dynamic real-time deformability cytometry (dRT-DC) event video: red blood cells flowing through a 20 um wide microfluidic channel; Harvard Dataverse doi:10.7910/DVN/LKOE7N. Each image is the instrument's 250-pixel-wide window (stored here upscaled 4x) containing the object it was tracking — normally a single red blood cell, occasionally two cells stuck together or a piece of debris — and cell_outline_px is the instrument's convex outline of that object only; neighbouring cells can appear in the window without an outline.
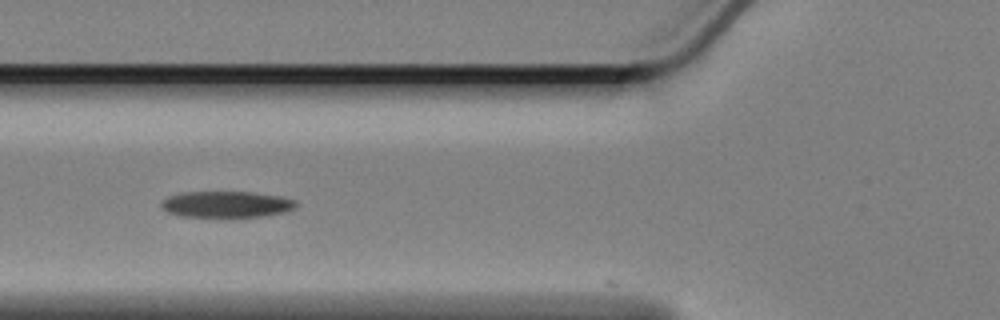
{"species": "Egyptian fruit bat (a non-hibernating species)", "species_latin": "Rousettus aegyptiacus", "temperature_condition": "cold", "stored_images_in_passage": 8, "camera_frame_rate_fps": 3000, "um_per_image_px": 0.085, "animal": {"sex": "female"}, "frame": {"image": 1, "passage_image": 5, "time_ms": 1.333, "image_size_px": [1000, 320], "cell_outline_px": [[296, 204], [292, 208], [284, 212], [264, 216], [180, 216], [168, 212], [160, 208], [160, 200], [168, 196], [180, 192], [256, 192], [280, 196], [296, 200]], "centroid_in_image_um": [19.18, 17.35], "position_along_channel_um": 106.6, "area_um2": 20.58}}